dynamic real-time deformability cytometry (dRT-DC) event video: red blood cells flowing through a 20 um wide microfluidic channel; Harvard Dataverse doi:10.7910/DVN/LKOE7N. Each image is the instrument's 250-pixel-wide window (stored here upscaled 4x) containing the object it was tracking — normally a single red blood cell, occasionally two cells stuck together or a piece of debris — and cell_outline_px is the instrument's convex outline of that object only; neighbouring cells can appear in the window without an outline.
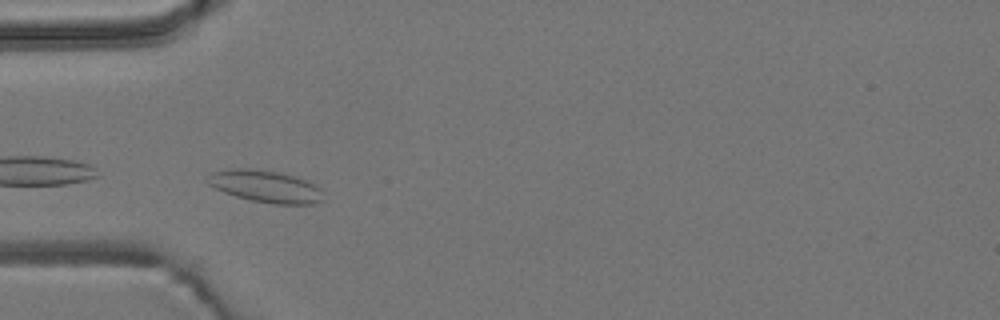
{"species": "common noctule bat (a hibernating species)", "species_latin": "Nyctalus noctula", "temperature_condition": "room temperature", "stored_images_in_passage": 17, "camera_frame_rate_fps": 3000, "um_per_image_px": 0.085, "animal": {"sex": "male", "body_mass_g": 19.2, "forearm_length_mm": 51.8}, "frame": {"image": 1, "passage_image": 8, "time_ms": 2.333, "image_size_px": [1000, 320], "cell_outline_px": [[324, 200], [312, 204], [272, 204], [252, 200], [236, 196], [224, 192], [208, 184], [204, 180], [212, 172], [228, 168], [248, 168], [276, 172], [308, 180], [316, 184], [320, 188]], "centroid_in_image_um": [22.56, 15.84], "position_along_channel_um": 62.4, "area_um2": 21.68}}
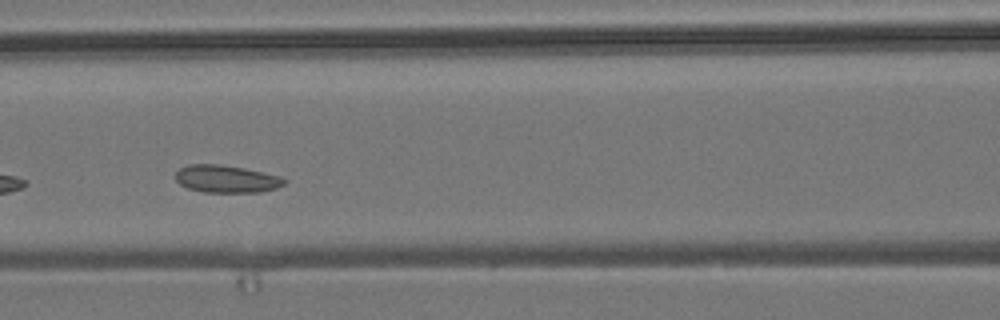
{"frame": {"image": 2, "passage_image": 15, "time_ms": 4.667, "image_size_px": [1000, 320], "cell_outline_px": [[288, 180], [284, 184], [276, 188], [260, 192], [204, 192], [188, 188], [180, 184], [176, 180], [176, 172], [180, 168], [188, 164], [220, 164], [244, 168], [280, 176]], "centroid_in_image_um": [19.25, 15.2], "position_along_channel_um": 147.4, "area_um2": 17.4}}